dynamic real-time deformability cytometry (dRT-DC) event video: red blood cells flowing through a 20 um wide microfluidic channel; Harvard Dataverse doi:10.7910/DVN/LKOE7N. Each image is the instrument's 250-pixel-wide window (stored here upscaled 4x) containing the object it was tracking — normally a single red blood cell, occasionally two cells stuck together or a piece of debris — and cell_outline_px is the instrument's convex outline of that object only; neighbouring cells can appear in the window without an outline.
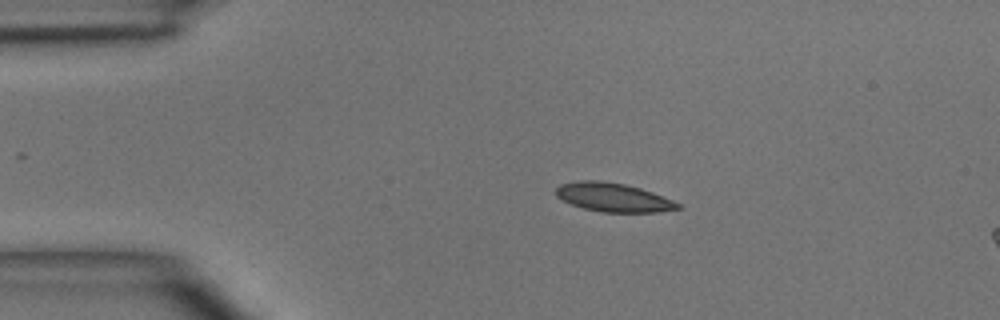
{"species": "common noctule bat (a hibernating species)", "species_latin": "Nyctalus noctula", "temperature_condition": "room temperature", "stored_images_in_passage": 4, "segment_of_instrument_passage": [1, 2], "camera_frame_rate_fps": 3000, "um_per_image_px": 0.085, "animal": {"sex": "male", "body_mass_g": 15.6}, "frame": {"image": 1, "passage_image": 2, "time_ms": 1.333, "image_size_px": [1000, 320], "cell_outline_px": [[680, 208], [656, 212], [600, 212], [584, 208], [572, 204], [556, 196], [556, 188], [560, 184], [580, 180], [600, 180], [624, 184], [640, 188], [652, 192], [672, 200], [680, 204]], "centroid_in_image_um": [52.1, 16.77], "position_along_channel_um": 32.9, "area_um2": 20.23}}